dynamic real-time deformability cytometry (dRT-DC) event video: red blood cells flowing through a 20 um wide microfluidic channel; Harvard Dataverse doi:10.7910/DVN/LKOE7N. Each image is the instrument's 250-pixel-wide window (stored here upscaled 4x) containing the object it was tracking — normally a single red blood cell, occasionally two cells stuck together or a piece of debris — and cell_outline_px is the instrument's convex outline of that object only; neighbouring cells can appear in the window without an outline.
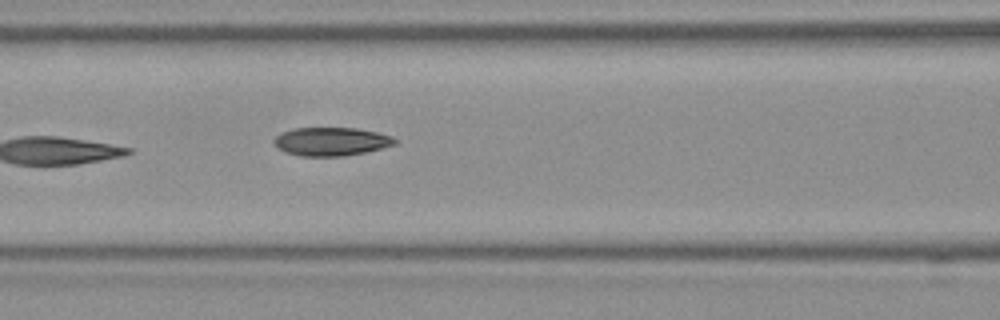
{"species": "Egyptian fruit bat (a non-hibernating species)", "species_latin": "Rousettus aegyptiacus", "temperature_condition": "room temperature", "stored_images_in_passage": 4, "camera_frame_rate_fps": 3000, "um_per_image_px": 0.085, "frame": {"image": 1, "passage_image": 4, "time_ms": 1.0, "image_size_px": [1000, 320], "cell_outline_px": [[400, 140], [396, 144], [364, 152], [344, 156], [300, 156], [284, 152], [272, 140], [276, 136], [292, 128], [356, 128], [376, 132], [392, 136]], "centroid_in_image_um": [28.17, 12.03], "position_along_channel_um": 138.4, "area_um2": 19.94}}